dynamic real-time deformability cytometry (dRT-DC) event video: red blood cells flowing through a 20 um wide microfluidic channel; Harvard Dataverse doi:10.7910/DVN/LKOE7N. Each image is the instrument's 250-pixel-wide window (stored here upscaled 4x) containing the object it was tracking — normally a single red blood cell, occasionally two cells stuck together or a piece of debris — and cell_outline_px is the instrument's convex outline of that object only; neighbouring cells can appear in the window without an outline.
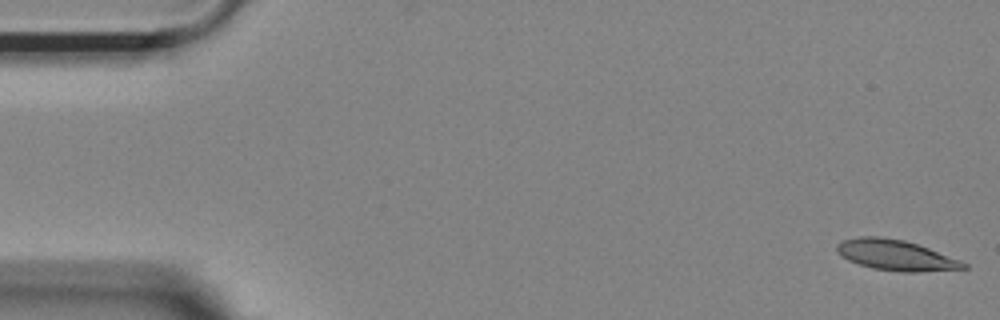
{"species": "Egyptian fruit bat (a non-hibernating species)", "species_latin": "Rousettus aegyptiacus", "temperature_condition": "room temperature", "stored_images_in_passage": 53, "camera_frame_rate_fps": 3000, "um_per_image_px": 0.085, "animal": {"sex": "female"}, "frame": {"image": 1, "passage_image": 1, "time_ms": 0.0, "image_size_px": [1000, 320], "cell_outline_px": [[968, 268], [916, 272], [900, 272], [872, 268], [848, 260], [840, 256], [836, 252], [836, 244], [840, 240], [860, 236], [880, 236], [904, 240], [928, 248], [960, 260], [968, 264]], "centroid_in_image_um": [76.09, 21.68], "position_along_channel_um": 8.9, "area_um2": 22.6}}
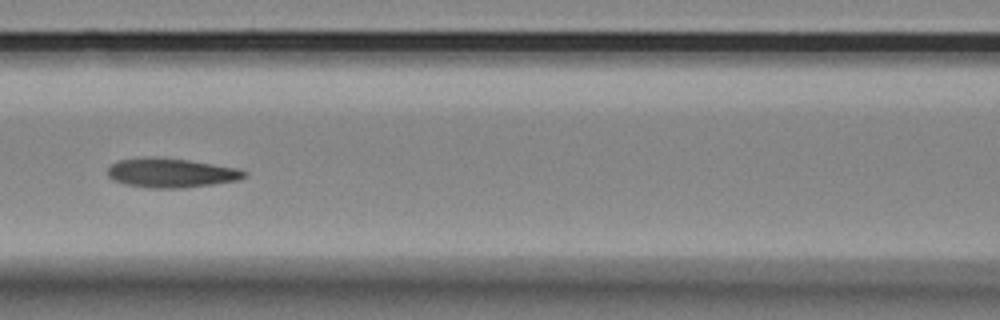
{"frame": {"image": 2, "passage_image": 23, "time_ms": 7.333, "image_size_px": [1000, 320], "cell_outline_px": [[248, 176], [240, 180], [212, 184], [180, 188], [152, 188], [124, 184], [112, 180], [108, 176], [108, 168], [116, 160], [140, 156], [156, 156], [188, 160], [236, 168], [248, 172]], "centroid_in_image_um": [14.51, 14.68], "position_along_channel_um": 152.1, "area_um2": 23.64}}
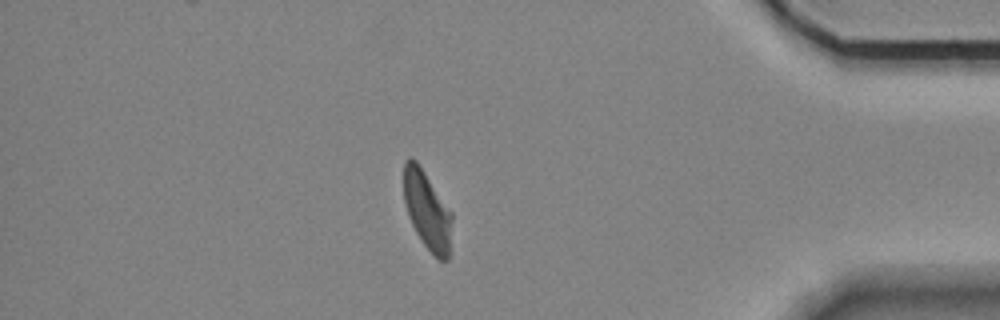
{"frame": {"image": 3, "passage_image": 46, "time_ms": 15.0, "image_size_px": [1000, 320], "cell_outline_px": [[452, 220], [448, 260], [440, 260], [420, 240], [408, 216], [404, 204], [404, 160], [408, 156], [412, 156], [416, 160], [452, 212]], "centroid_in_image_um": [36.29, 17.84], "position_along_channel_um": 398.9, "area_um2": 21.91}, "authors_computed_cell_mechanics": {"area_um2": 22.8888, "velocity_mm_per_s": 3.6882, "shape_relaxation_time_tau1_ms": null, "shape_relaxation_time_tau2_ms": 4.2014, "deformation_change_tau1": null, "deformation_change_tau2": 0.1138}}